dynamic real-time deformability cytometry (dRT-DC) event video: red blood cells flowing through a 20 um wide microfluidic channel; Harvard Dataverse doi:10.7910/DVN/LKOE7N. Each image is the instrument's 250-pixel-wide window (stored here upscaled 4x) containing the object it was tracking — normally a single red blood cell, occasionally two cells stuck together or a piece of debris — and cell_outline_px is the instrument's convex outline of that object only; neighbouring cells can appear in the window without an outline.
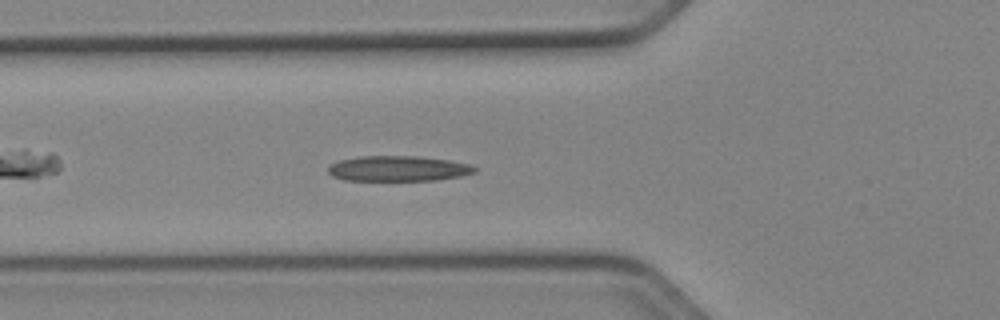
{"species": "Egyptian fruit bat (a non-hibernating species)", "species_latin": "Rousettus aegyptiacus", "temperature_condition": "cold", "stored_images_in_passage": 52, "camera_frame_rate_fps": 3000, "um_per_image_px": 0.085, "animal": {"sex": "female"}, "frame": {"image": 1, "passage_image": 18, "time_ms": 5.667, "image_size_px": [1000, 320], "cell_outline_px": [[476, 172], [460, 176], [436, 180], [344, 180], [332, 176], [328, 172], [328, 164], [340, 160], [360, 156], [416, 156], [448, 160], [468, 164], [476, 168]], "centroid_in_image_um": [33.8, 14.32], "position_along_channel_um": 92.0, "area_um2": 21.56}}
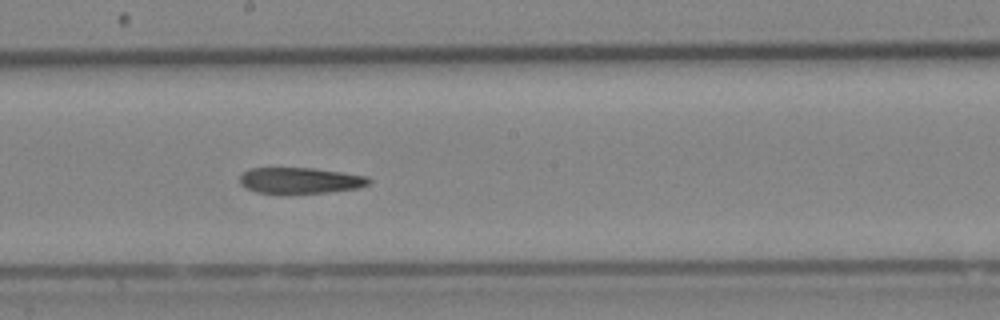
{"frame": {"image": 2, "passage_image": 28, "time_ms": 9.0, "image_size_px": [1000, 320], "cell_outline_px": [[372, 180], [368, 184], [356, 188], [324, 192], [256, 192], [240, 184], [240, 176], [244, 172], [252, 168], [316, 168], [368, 176]], "centroid_in_image_um": [25.54, 15.31], "position_along_channel_um": 222.7, "area_um2": 19.07}}
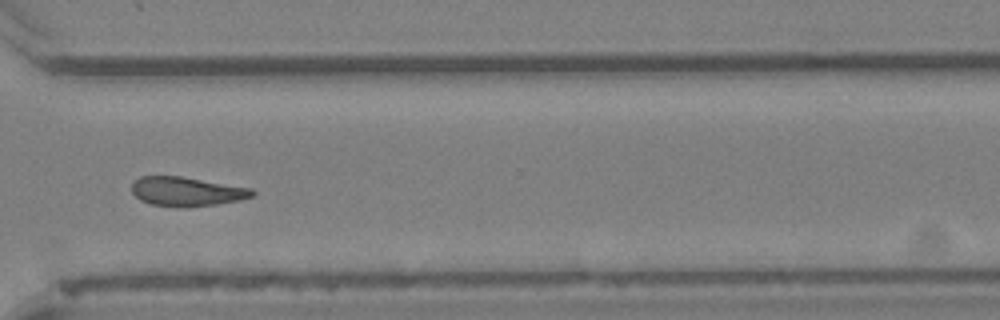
{"frame": {"image": 3, "passage_image": 38, "time_ms": 12.333, "image_size_px": [1000, 320], "cell_outline_px": [[256, 192], [252, 196], [240, 200], [216, 204], [152, 204], [140, 200], [132, 192], [132, 184], [140, 176], [180, 176], [252, 188]], "centroid_in_image_um": [15.89, 16.23], "position_along_channel_um": 354.7, "area_um2": 19.54}}